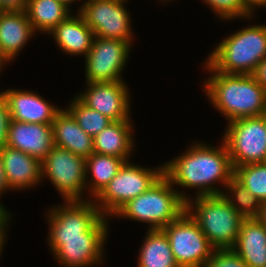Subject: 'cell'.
Segmentation results:
<instances>
[{
	"label": "cell",
	"instance_id": "obj_1",
	"mask_svg": "<svg viewBox=\"0 0 266 267\" xmlns=\"http://www.w3.org/2000/svg\"><path fill=\"white\" fill-rule=\"evenodd\" d=\"M219 141L214 145L194 140L183 153L164 162V175L185 202L198 196L222 194L234 176L227 147L223 140ZM192 190L195 193L190 194Z\"/></svg>",
	"mask_w": 266,
	"mask_h": 267
},
{
	"label": "cell",
	"instance_id": "obj_2",
	"mask_svg": "<svg viewBox=\"0 0 266 267\" xmlns=\"http://www.w3.org/2000/svg\"><path fill=\"white\" fill-rule=\"evenodd\" d=\"M201 64L208 74L201 81L202 92L226 123L266 113V91L252 75L225 74L213 71L204 61Z\"/></svg>",
	"mask_w": 266,
	"mask_h": 267
},
{
	"label": "cell",
	"instance_id": "obj_3",
	"mask_svg": "<svg viewBox=\"0 0 266 267\" xmlns=\"http://www.w3.org/2000/svg\"><path fill=\"white\" fill-rule=\"evenodd\" d=\"M256 16L243 19V25L213 47L204 62L213 70L225 74L252 75L266 57V24H256ZM252 22V23H250ZM254 22V24H253Z\"/></svg>",
	"mask_w": 266,
	"mask_h": 267
},
{
	"label": "cell",
	"instance_id": "obj_4",
	"mask_svg": "<svg viewBox=\"0 0 266 267\" xmlns=\"http://www.w3.org/2000/svg\"><path fill=\"white\" fill-rule=\"evenodd\" d=\"M185 210L186 202L163 174L143 194L127 201L110 219L145 223L148 230L163 229Z\"/></svg>",
	"mask_w": 266,
	"mask_h": 267
},
{
	"label": "cell",
	"instance_id": "obj_5",
	"mask_svg": "<svg viewBox=\"0 0 266 267\" xmlns=\"http://www.w3.org/2000/svg\"><path fill=\"white\" fill-rule=\"evenodd\" d=\"M186 211L215 249L234 247L244 218L222 194L191 198L186 202Z\"/></svg>",
	"mask_w": 266,
	"mask_h": 267
},
{
	"label": "cell",
	"instance_id": "obj_6",
	"mask_svg": "<svg viewBox=\"0 0 266 267\" xmlns=\"http://www.w3.org/2000/svg\"><path fill=\"white\" fill-rule=\"evenodd\" d=\"M111 219L103 216L81 236L46 237L49 254L60 267H101L109 242Z\"/></svg>",
	"mask_w": 266,
	"mask_h": 267
},
{
	"label": "cell",
	"instance_id": "obj_7",
	"mask_svg": "<svg viewBox=\"0 0 266 267\" xmlns=\"http://www.w3.org/2000/svg\"><path fill=\"white\" fill-rule=\"evenodd\" d=\"M164 174V163L142 166L124 162L116 176L93 199L103 216L111 218L127 201L143 194Z\"/></svg>",
	"mask_w": 266,
	"mask_h": 267
},
{
	"label": "cell",
	"instance_id": "obj_8",
	"mask_svg": "<svg viewBox=\"0 0 266 267\" xmlns=\"http://www.w3.org/2000/svg\"><path fill=\"white\" fill-rule=\"evenodd\" d=\"M85 165L84 157L54 145L41 161L42 183L49 181L62 201L90 200L86 192Z\"/></svg>",
	"mask_w": 266,
	"mask_h": 267
},
{
	"label": "cell",
	"instance_id": "obj_9",
	"mask_svg": "<svg viewBox=\"0 0 266 267\" xmlns=\"http://www.w3.org/2000/svg\"><path fill=\"white\" fill-rule=\"evenodd\" d=\"M224 141L233 168L266 162L265 116L239 118L224 127Z\"/></svg>",
	"mask_w": 266,
	"mask_h": 267
},
{
	"label": "cell",
	"instance_id": "obj_10",
	"mask_svg": "<svg viewBox=\"0 0 266 267\" xmlns=\"http://www.w3.org/2000/svg\"><path fill=\"white\" fill-rule=\"evenodd\" d=\"M135 42L104 39L95 36L83 59L85 83L125 81V68L131 59Z\"/></svg>",
	"mask_w": 266,
	"mask_h": 267
},
{
	"label": "cell",
	"instance_id": "obj_11",
	"mask_svg": "<svg viewBox=\"0 0 266 267\" xmlns=\"http://www.w3.org/2000/svg\"><path fill=\"white\" fill-rule=\"evenodd\" d=\"M162 230L169 239L172 254L179 267H204L215 251L186 210Z\"/></svg>",
	"mask_w": 266,
	"mask_h": 267
},
{
	"label": "cell",
	"instance_id": "obj_12",
	"mask_svg": "<svg viewBox=\"0 0 266 267\" xmlns=\"http://www.w3.org/2000/svg\"><path fill=\"white\" fill-rule=\"evenodd\" d=\"M129 0H84L81 11L94 36L135 42Z\"/></svg>",
	"mask_w": 266,
	"mask_h": 267
},
{
	"label": "cell",
	"instance_id": "obj_13",
	"mask_svg": "<svg viewBox=\"0 0 266 267\" xmlns=\"http://www.w3.org/2000/svg\"><path fill=\"white\" fill-rule=\"evenodd\" d=\"M44 213L47 237L81 236L103 217L93 199L63 201L48 206Z\"/></svg>",
	"mask_w": 266,
	"mask_h": 267
},
{
	"label": "cell",
	"instance_id": "obj_14",
	"mask_svg": "<svg viewBox=\"0 0 266 267\" xmlns=\"http://www.w3.org/2000/svg\"><path fill=\"white\" fill-rule=\"evenodd\" d=\"M126 81L85 83L75 96L112 121L132 120V96Z\"/></svg>",
	"mask_w": 266,
	"mask_h": 267
},
{
	"label": "cell",
	"instance_id": "obj_15",
	"mask_svg": "<svg viewBox=\"0 0 266 267\" xmlns=\"http://www.w3.org/2000/svg\"><path fill=\"white\" fill-rule=\"evenodd\" d=\"M22 89L8 87L1 90V95L8 104L11 119L26 123L52 124L62 107L45 99L38 92Z\"/></svg>",
	"mask_w": 266,
	"mask_h": 267
},
{
	"label": "cell",
	"instance_id": "obj_16",
	"mask_svg": "<svg viewBox=\"0 0 266 267\" xmlns=\"http://www.w3.org/2000/svg\"><path fill=\"white\" fill-rule=\"evenodd\" d=\"M0 153L10 191L28 192L43 185L41 161L8 146L0 148Z\"/></svg>",
	"mask_w": 266,
	"mask_h": 267
},
{
	"label": "cell",
	"instance_id": "obj_17",
	"mask_svg": "<svg viewBox=\"0 0 266 267\" xmlns=\"http://www.w3.org/2000/svg\"><path fill=\"white\" fill-rule=\"evenodd\" d=\"M6 146L42 161L54 146L52 124L26 123L11 119Z\"/></svg>",
	"mask_w": 266,
	"mask_h": 267
},
{
	"label": "cell",
	"instance_id": "obj_18",
	"mask_svg": "<svg viewBox=\"0 0 266 267\" xmlns=\"http://www.w3.org/2000/svg\"><path fill=\"white\" fill-rule=\"evenodd\" d=\"M35 36L25 11H3L0 14V56L8 64L17 61Z\"/></svg>",
	"mask_w": 266,
	"mask_h": 267
},
{
	"label": "cell",
	"instance_id": "obj_19",
	"mask_svg": "<svg viewBox=\"0 0 266 267\" xmlns=\"http://www.w3.org/2000/svg\"><path fill=\"white\" fill-rule=\"evenodd\" d=\"M61 53L85 57L92 47L94 32L79 12H74L54 27L48 35ZM82 56V57H81Z\"/></svg>",
	"mask_w": 266,
	"mask_h": 267
},
{
	"label": "cell",
	"instance_id": "obj_20",
	"mask_svg": "<svg viewBox=\"0 0 266 267\" xmlns=\"http://www.w3.org/2000/svg\"><path fill=\"white\" fill-rule=\"evenodd\" d=\"M133 120L113 121L93 138L94 153L134 160L136 127ZM132 157V159H131Z\"/></svg>",
	"mask_w": 266,
	"mask_h": 267
},
{
	"label": "cell",
	"instance_id": "obj_21",
	"mask_svg": "<svg viewBox=\"0 0 266 267\" xmlns=\"http://www.w3.org/2000/svg\"><path fill=\"white\" fill-rule=\"evenodd\" d=\"M53 143L73 154L88 158L94 153L93 137L89 136L76 122L73 115L64 107L52 122Z\"/></svg>",
	"mask_w": 266,
	"mask_h": 267
},
{
	"label": "cell",
	"instance_id": "obj_22",
	"mask_svg": "<svg viewBox=\"0 0 266 267\" xmlns=\"http://www.w3.org/2000/svg\"><path fill=\"white\" fill-rule=\"evenodd\" d=\"M248 267H266V227L257 219H244L232 248Z\"/></svg>",
	"mask_w": 266,
	"mask_h": 267
},
{
	"label": "cell",
	"instance_id": "obj_23",
	"mask_svg": "<svg viewBox=\"0 0 266 267\" xmlns=\"http://www.w3.org/2000/svg\"><path fill=\"white\" fill-rule=\"evenodd\" d=\"M145 229L136 258L137 267H179L165 232L162 229Z\"/></svg>",
	"mask_w": 266,
	"mask_h": 267
},
{
	"label": "cell",
	"instance_id": "obj_24",
	"mask_svg": "<svg viewBox=\"0 0 266 267\" xmlns=\"http://www.w3.org/2000/svg\"><path fill=\"white\" fill-rule=\"evenodd\" d=\"M122 158L105 154L92 153L86 158V192L94 199L102 189L116 176L124 164Z\"/></svg>",
	"mask_w": 266,
	"mask_h": 267
},
{
	"label": "cell",
	"instance_id": "obj_25",
	"mask_svg": "<svg viewBox=\"0 0 266 267\" xmlns=\"http://www.w3.org/2000/svg\"><path fill=\"white\" fill-rule=\"evenodd\" d=\"M35 33H48L73 12L58 0H28L25 10Z\"/></svg>",
	"mask_w": 266,
	"mask_h": 267
},
{
	"label": "cell",
	"instance_id": "obj_26",
	"mask_svg": "<svg viewBox=\"0 0 266 267\" xmlns=\"http://www.w3.org/2000/svg\"><path fill=\"white\" fill-rule=\"evenodd\" d=\"M222 195L244 219L259 216L262 208L261 201L253 196L234 176L225 186Z\"/></svg>",
	"mask_w": 266,
	"mask_h": 267
},
{
	"label": "cell",
	"instance_id": "obj_27",
	"mask_svg": "<svg viewBox=\"0 0 266 267\" xmlns=\"http://www.w3.org/2000/svg\"><path fill=\"white\" fill-rule=\"evenodd\" d=\"M64 106L75 118L78 125L91 137H95L111 122L108 117L83 104L75 95Z\"/></svg>",
	"mask_w": 266,
	"mask_h": 267
},
{
	"label": "cell",
	"instance_id": "obj_28",
	"mask_svg": "<svg viewBox=\"0 0 266 267\" xmlns=\"http://www.w3.org/2000/svg\"><path fill=\"white\" fill-rule=\"evenodd\" d=\"M234 177L261 203L266 202V162L236 167Z\"/></svg>",
	"mask_w": 266,
	"mask_h": 267
},
{
	"label": "cell",
	"instance_id": "obj_29",
	"mask_svg": "<svg viewBox=\"0 0 266 267\" xmlns=\"http://www.w3.org/2000/svg\"><path fill=\"white\" fill-rule=\"evenodd\" d=\"M201 1V0H200ZM213 17L224 23L239 21L253 16L244 6L242 0H202Z\"/></svg>",
	"mask_w": 266,
	"mask_h": 267
},
{
	"label": "cell",
	"instance_id": "obj_30",
	"mask_svg": "<svg viewBox=\"0 0 266 267\" xmlns=\"http://www.w3.org/2000/svg\"><path fill=\"white\" fill-rule=\"evenodd\" d=\"M204 267H248L233 249H215Z\"/></svg>",
	"mask_w": 266,
	"mask_h": 267
},
{
	"label": "cell",
	"instance_id": "obj_31",
	"mask_svg": "<svg viewBox=\"0 0 266 267\" xmlns=\"http://www.w3.org/2000/svg\"><path fill=\"white\" fill-rule=\"evenodd\" d=\"M10 120L8 104L2 95H0V148L6 146Z\"/></svg>",
	"mask_w": 266,
	"mask_h": 267
},
{
	"label": "cell",
	"instance_id": "obj_32",
	"mask_svg": "<svg viewBox=\"0 0 266 267\" xmlns=\"http://www.w3.org/2000/svg\"><path fill=\"white\" fill-rule=\"evenodd\" d=\"M3 198L0 197V234L8 235L10 224H13L15 218L13 213L5 207ZM2 201V202H1Z\"/></svg>",
	"mask_w": 266,
	"mask_h": 267
},
{
	"label": "cell",
	"instance_id": "obj_33",
	"mask_svg": "<svg viewBox=\"0 0 266 267\" xmlns=\"http://www.w3.org/2000/svg\"><path fill=\"white\" fill-rule=\"evenodd\" d=\"M28 0H0L2 11H25Z\"/></svg>",
	"mask_w": 266,
	"mask_h": 267
},
{
	"label": "cell",
	"instance_id": "obj_34",
	"mask_svg": "<svg viewBox=\"0 0 266 267\" xmlns=\"http://www.w3.org/2000/svg\"><path fill=\"white\" fill-rule=\"evenodd\" d=\"M252 76L255 81L266 91V57L257 65Z\"/></svg>",
	"mask_w": 266,
	"mask_h": 267
},
{
	"label": "cell",
	"instance_id": "obj_35",
	"mask_svg": "<svg viewBox=\"0 0 266 267\" xmlns=\"http://www.w3.org/2000/svg\"><path fill=\"white\" fill-rule=\"evenodd\" d=\"M245 8L253 15L256 16L257 11L266 9V0H242ZM260 8V9H259Z\"/></svg>",
	"mask_w": 266,
	"mask_h": 267
},
{
	"label": "cell",
	"instance_id": "obj_36",
	"mask_svg": "<svg viewBox=\"0 0 266 267\" xmlns=\"http://www.w3.org/2000/svg\"><path fill=\"white\" fill-rule=\"evenodd\" d=\"M8 192H11V191L6 180L5 171L3 167V160H2L1 153H0V197L3 198V196H5V193L8 194Z\"/></svg>",
	"mask_w": 266,
	"mask_h": 267
},
{
	"label": "cell",
	"instance_id": "obj_37",
	"mask_svg": "<svg viewBox=\"0 0 266 267\" xmlns=\"http://www.w3.org/2000/svg\"><path fill=\"white\" fill-rule=\"evenodd\" d=\"M59 2H61L62 4H64L67 8H69L73 13L74 12H80L83 6V2L84 0L80 1V0H58ZM78 4H77V3ZM79 2H82L81 4ZM75 5H78L76 11H73L74 9L72 7H74Z\"/></svg>",
	"mask_w": 266,
	"mask_h": 267
},
{
	"label": "cell",
	"instance_id": "obj_38",
	"mask_svg": "<svg viewBox=\"0 0 266 267\" xmlns=\"http://www.w3.org/2000/svg\"><path fill=\"white\" fill-rule=\"evenodd\" d=\"M8 237L9 235H3V234H0V260L2 258V254H3V250L5 249V246L7 245V242H8ZM0 265H1V261H0Z\"/></svg>",
	"mask_w": 266,
	"mask_h": 267
},
{
	"label": "cell",
	"instance_id": "obj_39",
	"mask_svg": "<svg viewBox=\"0 0 266 267\" xmlns=\"http://www.w3.org/2000/svg\"><path fill=\"white\" fill-rule=\"evenodd\" d=\"M257 219L266 227V202L262 203V208Z\"/></svg>",
	"mask_w": 266,
	"mask_h": 267
},
{
	"label": "cell",
	"instance_id": "obj_40",
	"mask_svg": "<svg viewBox=\"0 0 266 267\" xmlns=\"http://www.w3.org/2000/svg\"><path fill=\"white\" fill-rule=\"evenodd\" d=\"M8 65L9 64L0 56V75L3 74L2 71H6V70H3V69H6Z\"/></svg>",
	"mask_w": 266,
	"mask_h": 267
},
{
	"label": "cell",
	"instance_id": "obj_41",
	"mask_svg": "<svg viewBox=\"0 0 266 267\" xmlns=\"http://www.w3.org/2000/svg\"><path fill=\"white\" fill-rule=\"evenodd\" d=\"M155 1H156V0H155ZM157 1H158V4H161V3H162L163 5H164L165 3H166V5H168V3H169V4H170V3L172 4V2H175V1L177 2V0H157Z\"/></svg>",
	"mask_w": 266,
	"mask_h": 267
}]
</instances>
